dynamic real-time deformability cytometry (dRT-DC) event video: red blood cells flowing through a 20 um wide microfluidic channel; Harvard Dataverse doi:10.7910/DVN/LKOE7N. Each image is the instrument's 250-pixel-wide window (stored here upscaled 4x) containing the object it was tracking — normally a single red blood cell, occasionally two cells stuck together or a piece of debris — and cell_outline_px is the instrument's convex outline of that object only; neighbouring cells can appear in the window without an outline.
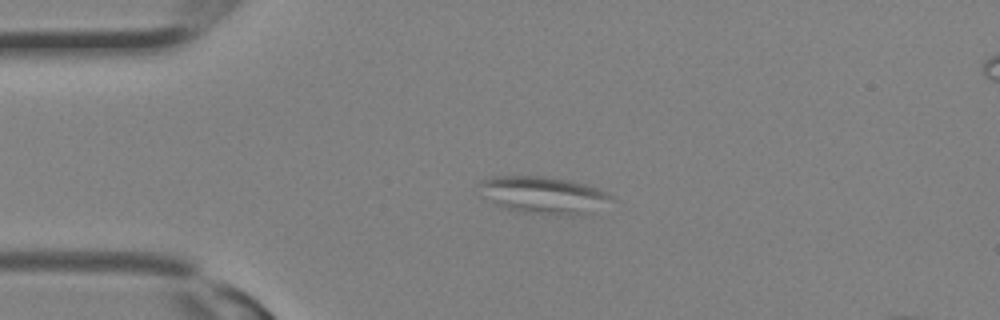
{"species": "Egyptian fruit bat (a non-hibernating species)", "species_latin": "Rousettus aegyptiacus", "temperature_condition": "room temperature", "stored_images_in_passage": 22, "camera_frame_rate_fps": 3000, "um_per_image_px": 0.085, "animal": {"sex": "female"}, "frame": {"image": 1, "passage_image": 7, "time_ms": 2.0, "image_size_px": [1000, 320], "cell_outline_px": [[616, 200], [592, 212], [576, 216], [556, 216], [520, 212], [504, 208], [480, 196], [476, 184], [480, 180], [492, 176], [544, 176], [568, 180], [588, 184], [608, 192]], "centroid_in_image_um": [46.19, 16.59], "position_along_channel_um": 38.8, "area_um2": 29.65}}
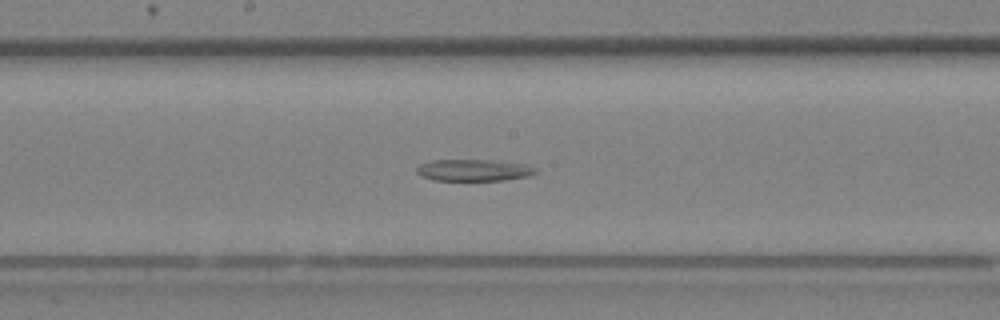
{"frame": {"image": 2, "passage_image": 16, "time_ms": 5.0, "image_size_px": [1000, 320], "cell_outline_px": [[536, 172], [532, 176], [504, 180], [432, 180], [420, 176], [416, 172], [416, 168], [420, 164], [432, 160], [496, 160], [528, 164], [536, 168]], "centroid_in_image_um": [40.3, 14.46], "position_along_channel_um": 207.9, "area_um2": 15.26}}
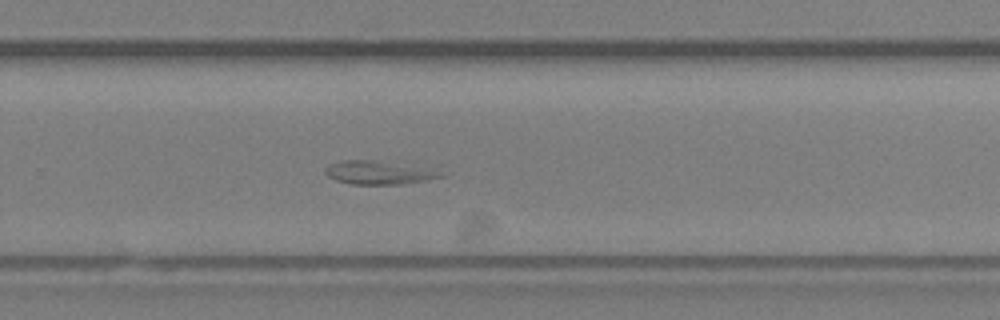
{"frame": {"image": 3, "passage_image": 20, "time_ms": 6.333, "image_size_px": [1000, 320], "cell_outline_px": [[444, 176], [424, 180], [400, 184], [352, 184], [336, 180], [328, 176], [324, 172], [324, 168], [328, 164], [340, 160], [376, 160], [412, 168]], "centroid_in_image_um": [31.85, 14.68], "position_along_channel_um": 297.9, "area_um2": 14.57}}